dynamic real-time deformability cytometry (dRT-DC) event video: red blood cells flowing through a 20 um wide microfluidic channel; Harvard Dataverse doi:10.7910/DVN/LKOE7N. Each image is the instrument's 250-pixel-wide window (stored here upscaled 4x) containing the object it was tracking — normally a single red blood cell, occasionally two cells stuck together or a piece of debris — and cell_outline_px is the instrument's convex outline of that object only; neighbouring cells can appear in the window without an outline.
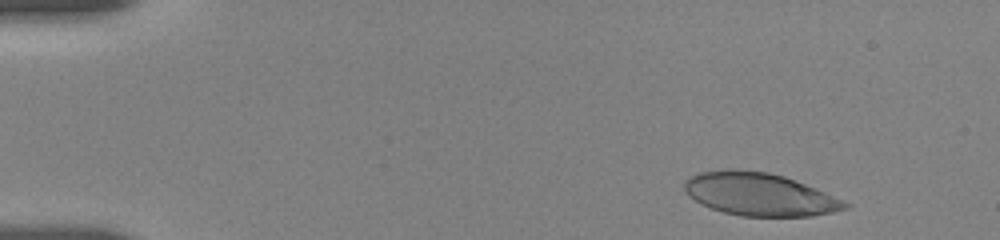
{"species": "human", "species_latin": "Homo sapiens", "temperature_condition": "room temperature", "stored_images_in_passage": 6, "camera_frame_rate_fps": 3000, "um_per_image_px": 0.085, "donor": {"sex": "female"}, "frame": {"image": 1, "passage_image": 2, "time_ms": 1.0, "image_size_px": [1000, 240], "cell_outline_px": [[848, 208], [832, 212], [812, 216], [740, 216], [724, 212], [712, 208], [688, 196], [684, 192], [684, 180], [688, 176], [696, 172], [728, 168], [736, 168], [768, 172], [784, 176], [824, 192], [848, 204]], "centroid_in_image_um": [64.46, 16.49], "position_along_channel_um": 20.5, "area_um2": 40.0}}
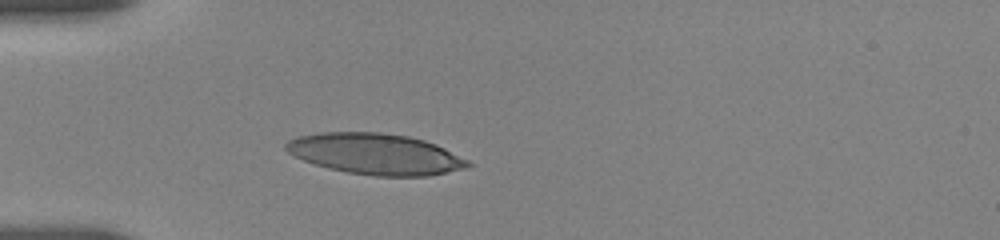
{"frame": {"image": 2, "passage_image": 6, "time_ms": 4.333, "image_size_px": [1000, 240], "cell_outline_px": [[472, 164], [468, 168], [428, 176], [376, 176], [348, 172], [328, 168], [304, 160], [288, 152], [284, 148], [284, 144], [288, 140], [296, 136], [320, 132], [380, 132], [408, 136], [424, 140], [436, 144], [468, 160]], "centroid_in_image_um": [31.92, 13.08], "position_along_channel_um": 53.1, "area_um2": 43.47}}